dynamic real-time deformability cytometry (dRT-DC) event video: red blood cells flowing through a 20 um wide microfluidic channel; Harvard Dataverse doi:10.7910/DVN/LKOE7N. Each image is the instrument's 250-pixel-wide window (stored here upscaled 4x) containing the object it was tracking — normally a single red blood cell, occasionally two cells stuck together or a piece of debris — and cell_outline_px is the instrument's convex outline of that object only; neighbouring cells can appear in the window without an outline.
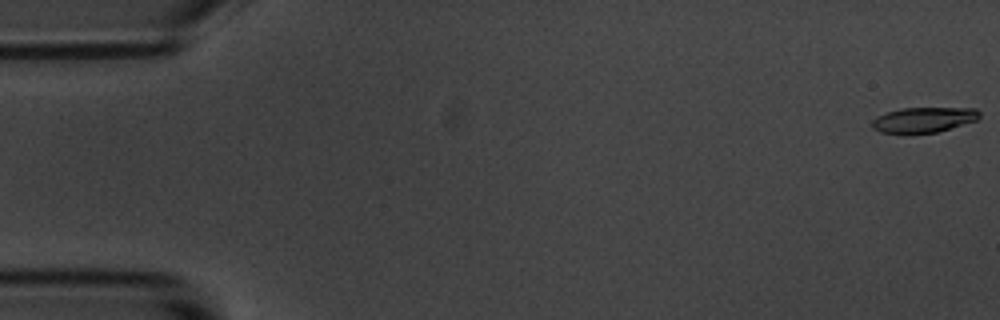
{"species": "common noctule bat (a hibernating species)", "species_latin": "Nyctalus noctula", "temperature_condition": "room temperature", "stored_images_in_passage": 5, "camera_frame_rate_fps": 3000, "um_per_image_px": 0.085, "animal": {"sex": "male", "body_mass_g": 20.1, "forearm_length_mm": 53.5}, "frame": {"image": 1, "passage_image": 1, "time_ms": 0.0, "image_size_px": [1000, 320], "cell_outline_px": [[980, 116], [976, 120], [936, 132], [880, 132], [872, 128], [872, 120], [876, 116], [900, 108], [976, 108], [980, 112]], "centroid_in_image_um": [78.5, 10.16], "position_along_channel_um": 6.5, "area_um2": 15.43}}
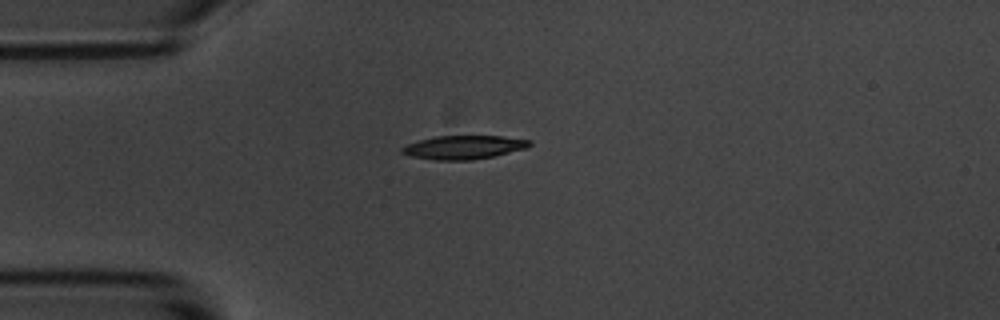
{"frame": {"image": 2, "passage_image": 5, "time_ms": 4.667, "image_size_px": [1000, 320], "cell_outline_px": [[532, 144], [528, 148], [492, 156], [472, 160], [436, 160], [408, 156], [400, 152], [400, 148], [408, 144], [420, 140], [436, 136], [500, 136], [532, 140]], "centroid_in_image_um": [39.41, 12.52], "position_along_channel_um": 45.6, "area_um2": 17.57}}